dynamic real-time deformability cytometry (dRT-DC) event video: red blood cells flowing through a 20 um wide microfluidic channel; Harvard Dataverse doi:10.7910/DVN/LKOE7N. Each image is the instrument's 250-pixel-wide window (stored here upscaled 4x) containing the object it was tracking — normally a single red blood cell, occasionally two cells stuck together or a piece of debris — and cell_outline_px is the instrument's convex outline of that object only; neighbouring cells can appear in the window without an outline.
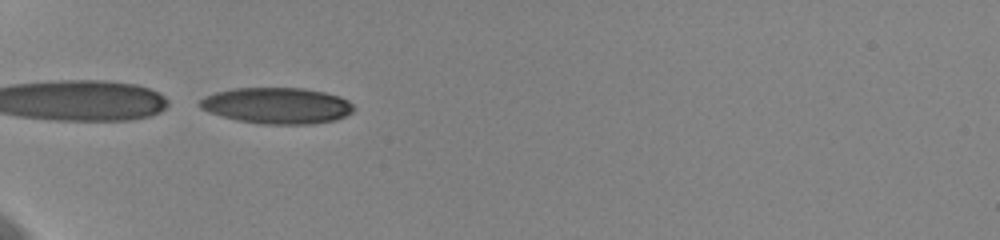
{"species": "human", "species_latin": "Homo sapiens", "temperature_condition": "cold", "stored_images_in_passage": 38, "camera_frame_rate_fps": 3000, "um_per_image_px": 0.085, "donor": {"sex": "female"}, "frame": {"image": 1, "passage_image": 1, "time_ms": 0.0, "image_size_px": [1000, 240], "cell_outline_px": [[356, 108], [352, 112], [336, 120], [312, 124], [264, 124], [236, 120], [208, 112], [200, 108], [196, 104], [204, 96], [216, 92], [232, 88], [304, 88], [324, 92], [340, 96], [348, 100]], "centroid_in_image_um": [23.53, 8.97], "position_along_channel_um": 61.5, "area_um2": 32.66}, "authors_computed_cell_mechanics": {"area_um2": 32.5125, "velocity_mm_per_s": 3.6058, "shape_relaxation_time_tau1_ms": 5.8333, "shape_relaxation_time_tau2_ms": 1.7882, "deformation_change_tau1": 0.1827, "deformation_change_tau2": 0.0849}}